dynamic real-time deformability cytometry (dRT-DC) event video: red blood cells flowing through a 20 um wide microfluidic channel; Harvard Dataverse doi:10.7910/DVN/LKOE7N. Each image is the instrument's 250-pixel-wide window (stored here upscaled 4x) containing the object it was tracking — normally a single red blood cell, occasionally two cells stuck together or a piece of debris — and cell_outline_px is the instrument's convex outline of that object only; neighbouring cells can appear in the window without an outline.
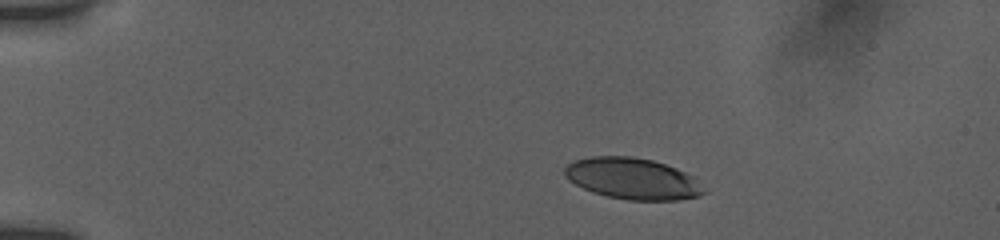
{"species": "human", "species_latin": "Homo sapiens", "temperature_condition": "room temperature", "stored_images_in_passage": 45, "camera_frame_rate_fps": 3000, "um_per_image_px": 0.085, "donor": {"sex": "female"}, "frame": {"image": 1, "passage_image": 1, "time_ms": 0.0, "image_size_px": [1000, 240], "cell_outline_px": [[708, 192], [700, 196], [680, 200], [628, 200], [608, 196], [592, 192], [568, 180], [564, 176], [564, 168], [568, 164], [576, 160], [592, 156], [632, 156], [652, 160], [676, 168], [692, 176]], "centroid_in_image_um": [53.77, 15.19], "position_along_channel_um": 31.2, "area_um2": 33.47}}
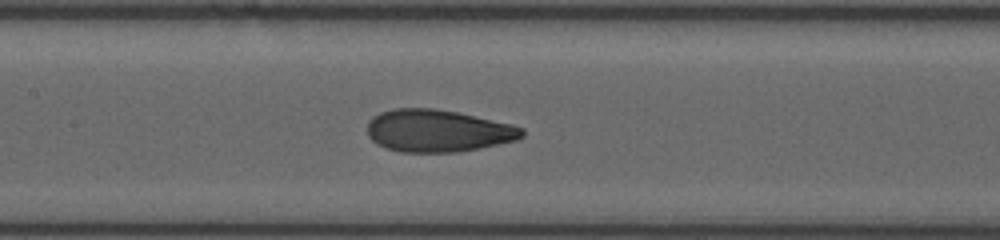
{"frame": {"image": 2, "passage_image": 18, "time_ms": 5.667, "image_size_px": [1000, 240], "cell_outline_px": [[524, 136], [516, 140], [480, 148], [460, 152], [400, 152], [384, 148], [376, 144], [368, 136], [368, 120], [372, 116], [380, 112], [396, 108], [432, 108], [456, 112], [512, 124], [524, 128]], "centroid_in_image_um": [37.19, 11.12], "position_along_channel_um": 170.2, "area_um2": 38.32}}
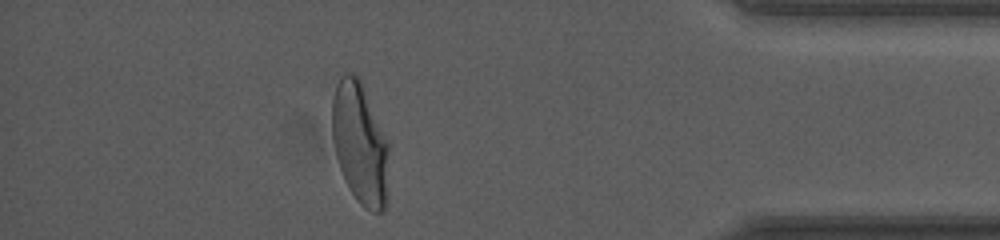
{"frame": {"image": 3, "passage_image": 39, "time_ms": 12.667, "image_size_px": [1000, 240], "cell_outline_px": [[388, 148], [384, 208], [380, 212], [372, 212], [364, 208], [356, 200], [344, 180], [336, 156], [332, 140], [332, 100], [336, 84], [340, 76], [344, 72], [352, 72], [360, 80], [388, 144]], "centroid_in_image_um": [30.54, 12.17], "position_along_channel_um": 404.7, "area_um2": 39.54}, "authors_computed_cell_mechanics": {"area_um2": 37.8012, "velocity_mm_per_s": 3.8267, "shape_relaxation_time_tau1_ms": 6.9713, "shape_relaxation_time_tau2_ms": 1.1207, "deformation_change_tau1": 0.2404, "deformation_change_tau2": 0.079}}